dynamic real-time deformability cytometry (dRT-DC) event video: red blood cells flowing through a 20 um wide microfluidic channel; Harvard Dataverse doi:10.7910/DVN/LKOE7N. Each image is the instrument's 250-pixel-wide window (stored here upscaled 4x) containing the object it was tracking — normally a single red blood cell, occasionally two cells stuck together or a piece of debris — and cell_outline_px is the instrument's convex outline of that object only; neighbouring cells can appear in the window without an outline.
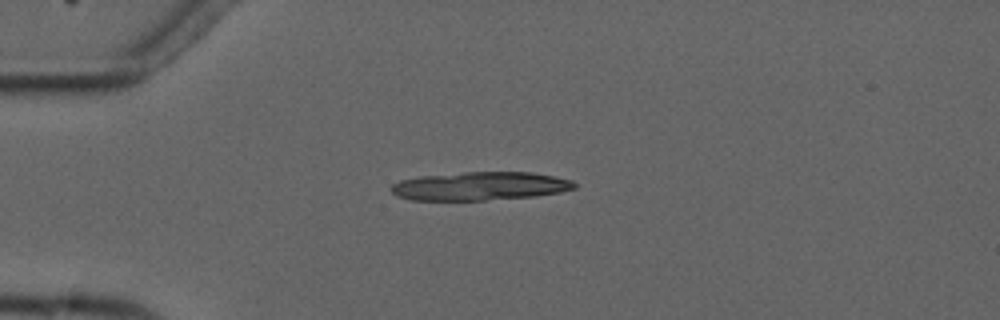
{"species": "common noctule bat (a hibernating species)", "species_latin": "Nyctalus noctula", "temperature_condition": "cold", "stored_images_in_passage": 9, "segment_of_instrument_passage": [1, 2], "camera_frame_rate_fps": 3000, "um_per_image_px": 0.085, "animal": {"sex": "male", "forearm_length_mm": 52.5}, "frame": {"image": 1, "passage_image": 4, "time_ms": 3.333, "image_size_px": [1000, 320], "cell_outline_px": [[576, 188], [560, 192], [532, 196], [484, 200], [412, 200], [396, 196], [388, 188], [392, 184], [400, 180], [420, 176], [464, 172], [532, 172], [572, 180], [576, 184]], "centroid_in_image_um": [40.75, 15.81], "position_along_channel_um": 44.2, "area_um2": 30.35}}